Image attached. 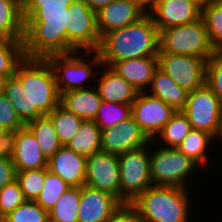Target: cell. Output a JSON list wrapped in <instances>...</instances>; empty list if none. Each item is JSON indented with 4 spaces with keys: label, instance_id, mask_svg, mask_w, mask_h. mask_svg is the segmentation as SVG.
<instances>
[{
    "label": "cell",
    "instance_id": "1",
    "mask_svg": "<svg viewBox=\"0 0 222 222\" xmlns=\"http://www.w3.org/2000/svg\"><path fill=\"white\" fill-rule=\"evenodd\" d=\"M3 94L25 124L60 104L54 72L43 58H25L15 76L7 78Z\"/></svg>",
    "mask_w": 222,
    "mask_h": 222
},
{
    "label": "cell",
    "instance_id": "2",
    "mask_svg": "<svg viewBox=\"0 0 222 222\" xmlns=\"http://www.w3.org/2000/svg\"><path fill=\"white\" fill-rule=\"evenodd\" d=\"M96 52L102 64L110 67L126 59L157 56L159 30L147 13L139 21L105 34Z\"/></svg>",
    "mask_w": 222,
    "mask_h": 222
},
{
    "label": "cell",
    "instance_id": "3",
    "mask_svg": "<svg viewBox=\"0 0 222 222\" xmlns=\"http://www.w3.org/2000/svg\"><path fill=\"white\" fill-rule=\"evenodd\" d=\"M67 11L64 8L39 7L25 21L24 53L26 58L67 54Z\"/></svg>",
    "mask_w": 222,
    "mask_h": 222
},
{
    "label": "cell",
    "instance_id": "4",
    "mask_svg": "<svg viewBox=\"0 0 222 222\" xmlns=\"http://www.w3.org/2000/svg\"><path fill=\"white\" fill-rule=\"evenodd\" d=\"M192 193L189 188L152 185L130 205L142 222H193L196 220H192L191 211H196V208L194 210L191 206L193 207V203L197 205L194 198L200 197H196L198 192L195 191V195ZM193 200L195 202H192Z\"/></svg>",
    "mask_w": 222,
    "mask_h": 222
},
{
    "label": "cell",
    "instance_id": "5",
    "mask_svg": "<svg viewBox=\"0 0 222 222\" xmlns=\"http://www.w3.org/2000/svg\"><path fill=\"white\" fill-rule=\"evenodd\" d=\"M200 169L202 168L195 161L178 149L164 148L151 140L150 176L153 186H174L191 189L190 186L195 183L192 191H197V187L195 188V185H198L196 179L201 176L198 174H202L203 171L201 170L200 173ZM192 181L194 182L191 183Z\"/></svg>",
    "mask_w": 222,
    "mask_h": 222
},
{
    "label": "cell",
    "instance_id": "6",
    "mask_svg": "<svg viewBox=\"0 0 222 222\" xmlns=\"http://www.w3.org/2000/svg\"><path fill=\"white\" fill-rule=\"evenodd\" d=\"M45 59L54 72L59 94L95 86L97 70L102 65L96 51L50 55Z\"/></svg>",
    "mask_w": 222,
    "mask_h": 222
},
{
    "label": "cell",
    "instance_id": "7",
    "mask_svg": "<svg viewBox=\"0 0 222 222\" xmlns=\"http://www.w3.org/2000/svg\"><path fill=\"white\" fill-rule=\"evenodd\" d=\"M159 53L194 56L208 61L216 51L201 18L185 25L160 30Z\"/></svg>",
    "mask_w": 222,
    "mask_h": 222
},
{
    "label": "cell",
    "instance_id": "8",
    "mask_svg": "<svg viewBox=\"0 0 222 222\" xmlns=\"http://www.w3.org/2000/svg\"><path fill=\"white\" fill-rule=\"evenodd\" d=\"M120 172V202L132 203L151 184L150 143L117 156Z\"/></svg>",
    "mask_w": 222,
    "mask_h": 222
},
{
    "label": "cell",
    "instance_id": "9",
    "mask_svg": "<svg viewBox=\"0 0 222 222\" xmlns=\"http://www.w3.org/2000/svg\"><path fill=\"white\" fill-rule=\"evenodd\" d=\"M67 54L78 51H97L100 36L96 12L84 0H73L67 11Z\"/></svg>",
    "mask_w": 222,
    "mask_h": 222
},
{
    "label": "cell",
    "instance_id": "10",
    "mask_svg": "<svg viewBox=\"0 0 222 222\" xmlns=\"http://www.w3.org/2000/svg\"><path fill=\"white\" fill-rule=\"evenodd\" d=\"M192 129L203 130L218 137L221 129L222 103L205 84L188 93L184 109L181 111Z\"/></svg>",
    "mask_w": 222,
    "mask_h": 222
},
{
    "label": "cell",
    "instance_id": "11",
    "mask_svg": "<svg viewBox=\"0 0 222 222\" xmlns=\"http://www.w3.org/2000/svg\"><path fill=\"white\" fill-rule=\"evenodd\" d=\"M157 56L158 67L187 92L206 84V60L171 53H158Z\"/></svg>",
    "mask_w": 222,
    "mask_h": 222
},
{
    "label": "cell",
    "instance_id": "12",
    "mask_svg": "<svg viewBox=\"0 0 222 222\" xmlns=\"http://www.w3.org/2000/svg\"><path fill=\"white\" fill-rule=\"evenodd\" d=\"M176 111L148 92H139L131 104V116L150 140H154Z\"/></svg>",
    "mask_w": 222,
    "mask_h": 222
},
{
    "label": "cell",
    "instance_id": "13",
    "mask_svg": "<svg viewBox=\"0 0 222 222\" xmlns=\"http://www.w3.org/2000/svg\"><path fill=\"white\" fill-rule=\"evenodd\" d=\"M85 185L108 192L120 201L118 157L103 151L88 156Z\"/></svg>",
    "mask_w": 222,
    "mask_h": 222
},
{
    "label": "cell",
    "instance_id": "14",
    "mask_svg": "<svg viewBox=\"0 0 222 222\" xmlns=\"http://www.w3.org/2000/svg\"><path fill=\"white\" fill-rule=\"evenodd\" d=\"M150 142L151 140L132 116L115 127L101 131V151L116 156L143 147Z\"/></svg>",
    "mask_w": 222,
    "mask_h": 222
},
{
    "label": "cell",
    "instance_id": "15",
    "mask_svg": "<svg viewBox=\"0 0 222 222\" xmlns=\"http://www.w3.org/2000/svg\"><path fill=\"white\" fill-rule=\"evenodd\" d=\"M138 2L115 0L96 12V26L100 38L105 34L129 26L147 14Z\"/></svg>",
    "mask_w": 222,
    "mask_h": 222
},
{
    "label": "cell",
    "instance_id": "16",
    "mask_svg": "<svg viewBox=\"0 0 222 222\" xmlns=\"http://www.w3.org/2000/svg\"><path fill=\"white\" fill-rule=\"evenodd\" d=\"M147 13L160 31L201 19L202 9L188 0H158Z\"/></svg>",
    "mask_w": 222,
    "mask_h": 222
},
{
    "label": "cell",
    "instance_id": "17",
    "mask_svg": "<svg viewBox=\"0 0 222 222\" xmlns=\"http://www.w3.org/2000/svg\"><path fill=\"white\" fill-rule=\"evenodd\" d=\"M120 206L122 203L112 194L83 185L78 222H107Z\"/></svg>",
    "mask_w": 222,
    "mask_h": 222
},
{
    "label": "cell",
    "instance_id": "18",
    "mask_svg": "<svg viewBox=\"0 0 222 222\" xmlns=\"http://www.w3.org/2000/svg\"><path fill=\"white\" fill-rule=\"evenodd\" d=\"M87 157L63 145L49 160L48 170L71 187H82L86 180Z\"/></svg>",
    "mask_w": 222,
    "mask_h": 222
},
{
    "label": "cell",
    "instance_id": "19",
    "mask_svg": "<svg viewBox=\"0 0 222 222\" xmlns=\"http://www.w3.org/2000/svg\"><path fill=\"white\" fill-rule=\"evenodd\" d=\"M95 86L102 101L132 104L139 93L126 79L110 66L101 65Z\"/></svg>",
    "mask_w": 222,
    "mask_h": 222
},
{
    "label": "cell",
    "instance_id": "20",
    "mask_svg": "<svg viewBox=\"0 0 222 222\" xmlns=\"http://www.w3.org/2000/svg\"><path fill=\"white\" fill-rule=\"evenodd\" d=\"M11 160L15 165L16 172L47 168L48 160L43 155L39 143L27 126L17 130Z\"/></svg>",
    "mask_w": 222,
    "mask_h": 222
},
{
    "label": "cell",
    "instance_id": "21",
    "mask_svg": "<svg viewBox=\"0 0 222 222\" xmlns=\"http://www.w3.org/2000/svg\"><path fill=\"white\" fill-rule=\"evenodd\" d=\"M158 67V56L139 57L115 62L111 68L138 92H146Z\"/></svg>",
    "mask_w": 222,
    "mask_h": 222
},
{
    "label": "cell",
    "instance_id": "22",
    "mask_svg": "<svg viewBox=\"0 0 222 222\" xmlns=\"http://www.w3.org/2000/svg\"><path fill=\"white\" fill-rule=\"evenodd\" d=\"M215 143L216 138L208 132L192 129L176 149L190 157L202 168L203 172L205 171L207 173V170L212 168L211 164L215 163L211 158H218L217 155L212 152L213 149L217 150V148H214L217 146ZM210 154H213L214 156Z\"/></svg>",
    "mask_w": 222,
    "mask_h": 222
},
{
    "label": "cell",
    "instance_id": "23",
    "mask_svg": "<svg viewBox=\"0 0 222 222\" xmlns=\"http://www.w3.org/2000/svg\"><path fill=\"white\" fill-rule=\"evenodd\" d=\"M102 99L96 86L60 94V105L85 121H94Z\"/></svg>",
    "mask_w": 222,
    "mask_h": 222
},
{
    "label": "cell",
    "instance_id": "24",
    "mask_svg": "<svg viewBox=\"0 0 222 222\" xmlns=\"http://www.w3.org/2000/svg\"><path fill=\"white\" fill-rule=\"evenodd\" d=\"M146 92L158 97L176 112L184 109L189 93L159 67L155 69L150 87Z\"/></svg>",
    "mask_w": 222,
    "mask_h": 222
},
{
    "label": "cell",
    "instance_id": "25",
    "mask_svg": "<svg viewBox=\"0 0 222 222\" xmlns=\"http://www.w3.org/2000/svg\"><path fill=\"white\" fill-rule=\"evenodd\" d=\"M25 22L20 0H0V39H24Z\"/></svg>",
    "mask_w": 222,
    "mask_h": 222
},
{
    "label": "cell",
    "instance_id": "26",
    "mask_svg": "<svg viewBox=\"0 0 222 222\" xmlns=\"http://www.w3.org/2000/svg\"><path fill=\"white\" fill-rule=\"evenodd\" d=\"M85 157L101 151V129L95 121H83L80 129L66 145Z\"/></svg>",
    "mask_w": 222,
    "mask_h": 222
},
{
    "label": "cell",
    "instance_id": "27",
    "mask_svg": "<svg viewBox=\"0 0 222 222\" xmlns=\"http://www.w3.org/2000/svg\"><path fill=\"white\" fill-rule=\"evenodd\" d=\"M35 136L45 158L49 160L63 145L48 115L37 117L26 124Z\"/></svg>",
    "mask_w": 222,
    "mask_h": 222
},
{
    "label": "cell",
    "instance_id": "28",
    "mask_svg": "<svg viewBox=\"0 0 222 222\" xmlns=\"http://www.w3.org/2000/svg\"><path fill=\"white\" fill-rule=\"evenodd\" d=\"M191 130L187 117L177 111L153 141L164 148H177Z\"/></svg>",
    "mask_w": 222,
    "mask_h": 222
},
{
    "label": "cell",
    "instance_id": "29",
    "mask_svg": "<svg viewBox=\"0 0 222 222\" xmlns=\"http://www.w3.org/2000/svg\"><path fill=\"white\" fill-rule=\"evenodd\" d=\"M81 187H69L49 211V222H78Z\"/></svg>",
    "mask_w": 222,
    "mask_h": 222
},
{
    "label": "cell",
    "instance_id": "30",
    "mask_svg": "<svg viewBox=\"0 0 222 222\" xmlns=\"http://www.w3.org/2000/svg\"><path fill=\"white\" fill-rule=\"evenodd\" d=\"M48 116L52 120L60 143L65 146L71 141L84 121L73 112L67 111L60 104Z\"/></svg>",
    "mask_w": 222,
    "mask_h": 222
},
{
    "label": "cell",
    "instance_id": "31",
    "mask_svg": "<svg viewBox=\"0 0 222 222\" xmlns=\"http://www.w3.org/2000/svg\"><path fill=\"white\" fill-rule=\"evenodd\" d=\"M24 39H0V75L15 76L18 65L26 58Z\"/></svg>",
    "mask_w": 222,
    "mask_h": 222
},
{
    "label": "cell",
    "instance_id": "32",
    "mask_svg": "<svg viewBox=\"0 0 222 222\" xmlns=\"http://www.w3.org/2000/svg\"><path fill=\"white\" fill-rule=\"evenodd\" d=\"M69 187L70 185H68L58 175L51 173L48 168H46L43 189L35 201L44 210L49 212L55 206L59 197H61Z\"/></svg>",
    "mask_w": 222,
    "mask_h": 222
},
{
    "label": "cell",
    "instance_id": "33",
    "mask_svg": "<svg viewBox=\"0 0 222 222\" xmlns=\"http://www.w3.org/2000/svg\"><path fill=\"white\" fill-rule=\"evenodd\" d=\"M130 116L131 104L102 101L94 121L102 131L115 127Z\"/></svg>",
    "mask_w": 222,
    "mask_h": 222
},
{
    "label": "cell",
    "instance_id": "34",
    "mask_svg": "<svg viewBox=\"0 0 222 222\" xmlns=\"http://www.w3.org/2000/svg\"><path fill=\"white\" fill-rule=\"evenodd\" d=\"M203 19L212 47L222 52V4H207L202 9Z\"/></svg>",
    "mask_w": 222,
    "mask_h": 222
},
{
    "label": "cell",
    "instance_id": "35",
    "mask_svg": "<svg viewBox=\"0 0 222 222\" xmlns=\"http://www.w3.org/2000/svg\"><path fill=\"white\" fill-rule=\"evenodd\" d=\"M45 175L46 168L16 172V180L25 200H36L43 189Z\"/></svg>",
    "mask_w": 222,
    "mask_h": 222
},
{
    "label": "cell",
    "instance_id": "36",
    "mask_svg": "<svg viewBox=\"0 0 222 222\" xmlns=\"http://www.w3.org/2000/svg\"><path fill=\"white\" fill-rule=\"evenodd\" d=\"M3 220L5 222H49V212L35 200H25Z\"/></svg>",
    "mask_w": 222,
    "mask_h": 222
},
{
    "label": "cell",
    "instance_id": "37",
    "mask_svg": "<svg viewBox=\"0 0 222 222\" xmlns=\"http://www.w3.org/2000/svg\"><path fill=\"white\" fill-rule=\"evenodd\" d=\"M25 201L19 182H13L0 189V219L14 211Z\"/></svg>",
    "mask_w": 222,
    "mask_h": 222
},
{
    "label": "cell",
    "instance_id": "38",
    "mask_svg": "<svg viewBox=\"0 0 222 222\" xmlns=\"http://www.w3.org/2000/svg\"><path fill=\"white\" fill-rule=\"evenodd\" d=\"M206 85L222 103V52H216L207 61Z\"/></svg>",
    "mask_w": 222,
    "mask_h": 222
},
{
    "label": "cell",
    "instance_id": "39",
    "mask_svg": "<svg viewBox=\"0 0 222 222\" xmlns=\"http://www.w3.org/2000/svg\"><path fill=\"white\" fill-rule=\"evenodd\" d=\"M0 125L5 130L13 131L26 126L4 94L0 95Z\"/></svg>",
    "mask_w": 222,
    "mask_h": 222
},
{
    "label": "cell",
    "instance_id": "40",
    "mask_svg": "<svg viewBox=\"0 0 222 222\" xmlns=\"http://www.w3.org/2000/svg\"><path fill=\"white\" fill-rule=\"evenodd\" d=\"M73 0H23L22 15L24 22L39 8H64L69 7Z\"/></svg>",
    "mask_w": 222,
    "mask_h": 222
},
{
    "label": "cell",
    "instance_id": "41",
    "mask_svg": "<svg viewBox=\"0 0 222 222\" xmlns=\"http://www.w3.org/2000/svg\"><path fill=\"white\" fill-rule=\"evenodd\" d=\"M107 222H142L130 204H122Z\"/></svg>",
    "mask_w": 222,
    "mask_h": 222
},
{
    "label": "cell",
    "instance_id": "42",
    "mask_svg": "<svg viewBox=\"0 0 222 222\" xmlns=\"http://www.w3.org/2000/svg\"><path fill=\"white\" fill-rule=\"evenodd\" d=\"M17 131L6 130L0 135V158L11 159L14 153Z\"/></svg>",
    "mask_w": 222,
    "mask_h": 222
},
{
    "label": "cell",
    "instance_id": "43",
    "mask_svg": "<svg viewBox=\"0 0 222 222\" xmlns=\"http://www.w3.org/2000/svg\"><path fill=\"white\" fill-rule=\"evenodd\" d=\"M16 179L15 165L11 159L0 158V189Z\"/></svg>",
    "mask_w": 222,
    "mask_h": 222
},
{
    "label": "cell",
    "instance_id": "44",
    "mask_svg": "<svg viewBox=\"0 0 222 222\" xmlns=\"http://www.w3.org/2000/svg\"><path fill=\"white\" fill-rule=\"evenodd\" d=\"M86 5L93 11L97 12L100 8L108 5L115 0H84Z\"/></svg>",
    "mask_w": 222,
    "mask_h": 222
},
{
    "label": "cell",
    "instance_id": "45",
    "mask_svg": "<svg viewBox=\"0 0 222 222\" xmlns=\"http://www.w3.org/2000/svg\"><path fill=\"white\" fill-rule=\"evenodd\" d=\"M135 2H138L144 9L149 11L158 0H133Z\"/></svg>",
    "mask_w": 222,
    "mask_h": 222
},
{
    "label": "cell",
    "instance_id": "46",
    "mask_svg": "<svg viewBox=\"0 0 222 222\" xmlns=\"http://www.w3.org/2000/svg\"><path fill=\"white\" fill-rule=\"evenodd\" d=\"M188 1L196 4L201 9H203L208 4V0H188Z\"/></svg>",
    "mask_w": 222,
    "mask_h": 222
},
{
    "label": "cell",
    "instance_id": "47",
    "mask_svg": "<svg viewBox=\"0 0 222 222\" xmlns=\"http://www.w3.org/2000/svg\"><path fill=\"white\" fill-rule=\"evenodd\" d=\"M7 78L0 75V95L3 94L4 88H5V83H6Z\"/></svg>",
    "mask_w": 222,
    "mask_h": 222
},
{
    "label": "cell",
    "instance_id": "48",
    "mask_svg": "<svg viewBox=\"0 0 222 222\" xmlns=\"http://www.w3.org/2000/svg\"><path fill=\"white\" fill-rule=\"evenodd\" d=\"M216 141L218 145L221 144L220 147L217 146V149L218 148L220 149L222 147V120H221V129H220L218 137L216 138Z\"/></svg>",
    "mask_w": 222,
    "mask_h": 222
},
{
    "label": "cell",
    "instance_id": "49",
    "mask_svg": "<svg viewBox=\"0 0 222 222\" xmlns=\"http://www.w3.org/2000/svg\"><path fill=\"white\" fill-rule=\"evenodd\" d=\"M208 4H222V0H208Z\"/></svg>",
    "mask_w": 222,
    "mask_h": 222
},
{
    "label": "cell",
    "instance_id": "50",
    "mask_svg": "<svg viewBox=\"0 0 222 222\" xmlns=\"http://www.w3.org/2000/svg\"><path fill=\"white\" fill-rule=\"evenodd\" d=\"M6 130L0 125V135H2Z\"/></svg>",
    "mask_w": 222,
    "mask_h": 222
}]
</instances>
